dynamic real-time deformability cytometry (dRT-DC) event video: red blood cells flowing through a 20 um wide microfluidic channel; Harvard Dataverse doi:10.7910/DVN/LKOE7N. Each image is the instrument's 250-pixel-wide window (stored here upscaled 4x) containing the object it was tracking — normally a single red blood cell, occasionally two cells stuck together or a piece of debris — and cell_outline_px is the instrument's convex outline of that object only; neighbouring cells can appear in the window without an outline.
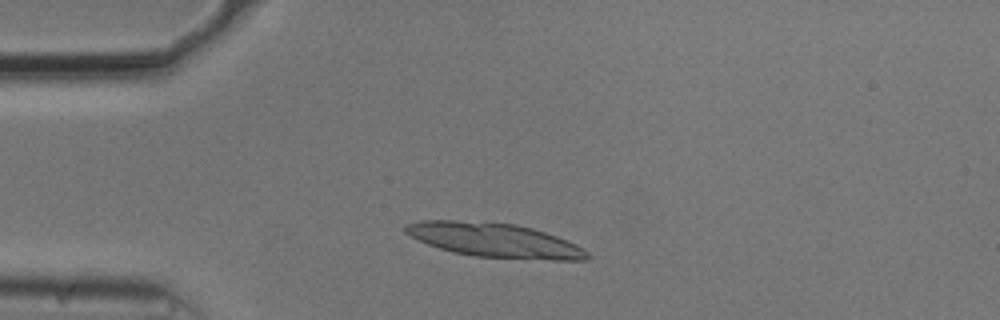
{"species": "common noctule bat (a hibernating species)", "species_latin": "Nyctalus noctula", "temperature_condition": "cold", "stored_images_in_passage": 49, "camera_frame_rate_fps": 3000, "um_per_image_px": 0.085, "animal": {"sex": "male", "body_mass_g": 20.5, "forearm_length_mm": 52.5}, "frame": {"image": 1, "passage_image": 8, "time_ms": 2.333, "image_size_px": [1000, 320], "cell_outline_px": [[592, 256], [588, 260], [552, 260], [476, 256], [452, 252], [428, 244], [404, 232], [404, 224], [420, 220], [456, 220], [516, 224], [532, 228], [556, 236], [576, 244], [588, 252]], "centroid_in_image_um": [42.05, 20.41], "position_along_channel_um": 43.0, "area_um2": 36.07}}